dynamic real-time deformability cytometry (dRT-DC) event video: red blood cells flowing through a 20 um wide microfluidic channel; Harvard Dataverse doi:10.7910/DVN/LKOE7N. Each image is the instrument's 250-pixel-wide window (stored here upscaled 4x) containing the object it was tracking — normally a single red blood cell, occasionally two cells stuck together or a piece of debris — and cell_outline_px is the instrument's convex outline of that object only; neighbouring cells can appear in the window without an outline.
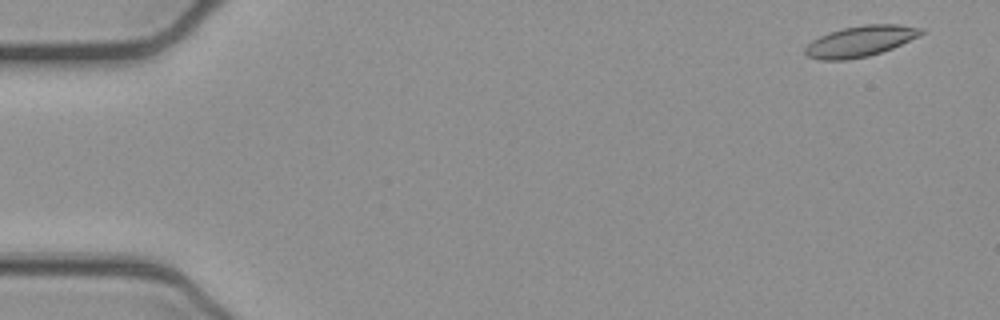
{"species": "common noctule bat (a hibernating species)", "species_latin": "Nyctalus noctula", "temperature_condition": "cold", "stored_images_in_passage": 8, "camera_frame_rate_fps": 3000, "um_per_image_px": 0.085, "animal": {"sex": "female", "body_mass_g": 21.9}, "frame": {"image": 1, "passage_image": 1, "time_ms": 0.0, "image_size_px": [1000, 320], "cell_outline_px": [[924, 32], [920, 36], [892, 48], [868, 56], [848, 60], [820, 60], [808, 56], [804, 52], [804, 48], [812, 40], [828, 32], [844, 28], [864, 24], [900, 24], [924, 28]], "centroid_in_image_um": [73.14, 3.5], "position_along_channel_um": 11.9, "area_um2": 20.92}}